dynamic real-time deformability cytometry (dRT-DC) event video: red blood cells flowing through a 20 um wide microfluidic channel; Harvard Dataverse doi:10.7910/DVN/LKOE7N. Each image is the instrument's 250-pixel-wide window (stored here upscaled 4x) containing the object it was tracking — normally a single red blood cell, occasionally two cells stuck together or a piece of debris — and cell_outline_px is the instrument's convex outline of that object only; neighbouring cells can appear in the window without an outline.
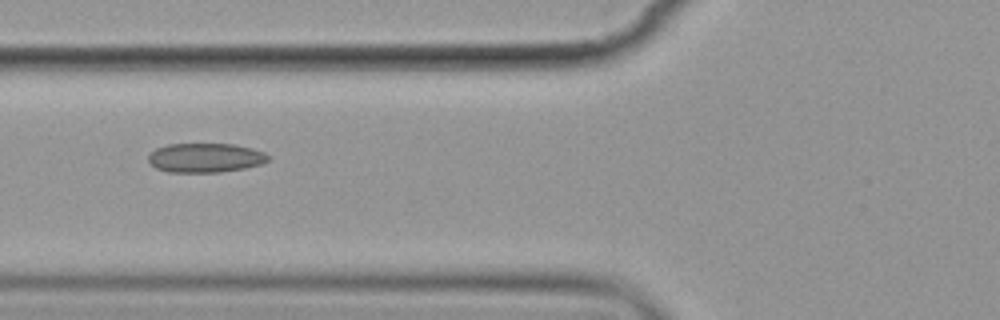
{"species": "common noctule bat (a hibernating species)", "species_latin": "Nyctalus noctula", "temperature_condition": "cold", "stored_images_in_passage": 9, "camera_frame_rate_fps": 3000, "um_per_image_px": 0.085, "animal": {"sex": "female", "body_mass_g": 19.9}, "frame": {"image": 1, "passage_image": 6, "time_ms": 6.0, "image_size_px": [1000, 320], "cell_outline_px": [[268, 160], [260, 164], [244, 168], [220, 172], [168, 172], [156, 168], [148, 160], [148, 156], [156, 148], [168, 144], [236, 144], [252, 148], [264, 152], [268, 156]], "centroid_in_image_um": [17.44, 13.41], "position_along_channel_um": 108.4, "area_um2": 20.35}}
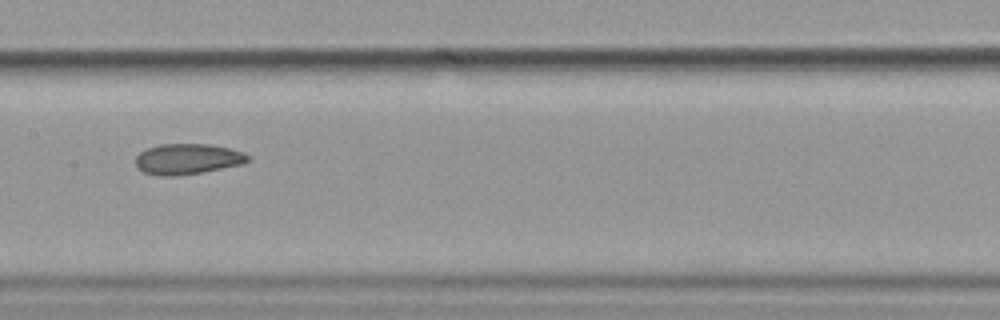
{"frame": {"image": 2, "passage_image": 8, "time_ms": 8.333, "image_size_px": [1000, 320], "cell_outline_px": [[248, 160], [244, 164], [204, 172], [172, 176], [160, 176], [144, 172], [136, 168], [136, 156], [144, 148], [160, 144], [208, 144], [228, 148], [244, 152], [248, 156]], "centroid_in_image_um": [15.91, 13.52], "position_along_channel_um": 191.5, "area_um2": 20.17}}
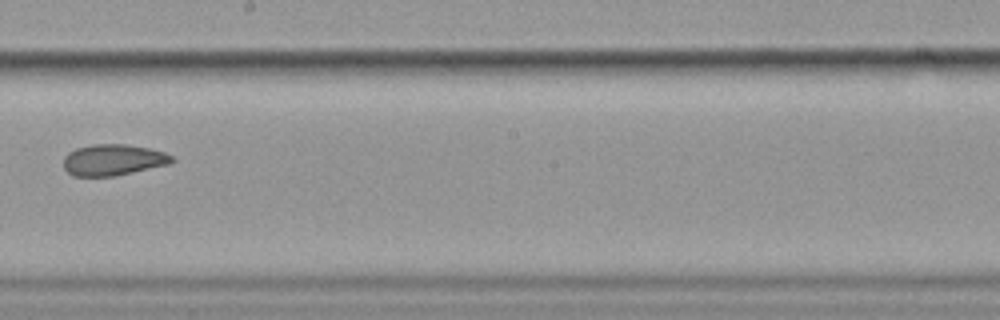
{"frame": {"image": 3, "passage_image": 9, "time_ms": 9.667, "image_size_px": [1000, 320], "cell_outline_px": [[176, 160], [168, 164], [116, 176], [72, 176], [64, 168], [64, 156], [68, 152], [76, 148], [92, 144], [124, 144], [148, 148], [164, 152], [172, 156]], "centroid_in_image_um": [9.6, 13.59], "position_along_channel_um": 238.6, "area_um2": 19.71}}